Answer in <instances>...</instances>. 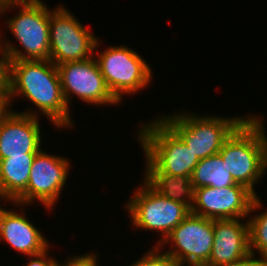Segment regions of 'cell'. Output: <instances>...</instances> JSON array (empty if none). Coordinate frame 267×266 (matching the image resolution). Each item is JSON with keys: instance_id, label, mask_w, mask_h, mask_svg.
<instances>
[{"instance_id": "obj_26", "label": "cell", "mask_w": 267, "mask_h": 266, "mask_svg": "<svg viewBox=\"0 0 267 266\" xmlns=\"http://www.w3.org/2000/svg\"><path fill=\"white\" fill-rule=\"evenodd\" d=\"M0 16H1V14H0ZM2 38H3V36H1V33H0V64H3V54H2V49H1V39Z\"/></svg>"}, {"instance_id": "obj_10", "label": "cell", "mask_w": 267, "mask_h": 266, "mask_svg": "<svg viewBox=\"0 0 267 266\" xmlns=\"http://www.w3.org/2000/svg\"><path fill=\"white\" fill-rule=\"evenodd\" d=\"M170 242L169 250L164 253L181 266H204L212 253L214 220L190 213L158 247Z\"/></svg>"}, {"instance_id": "obj_22", "label": "cell", "mask_w": 267, "mask_h": 266, "mask_svg": "<svg viewBox=\"0 0 267 266\" xmlns=\"http://www.w3.org/2000/svg\"><path fill=\"white\" fill-rule=\"evenodd\" d=\"M49 247L41 253L30 255L26 266H55V258L49 256Z\"/></svg>"}, {"instance_id": "obj_5", "label": "cell", "mask_w": 267, "mask_h": 266, "mask_svg": "<svg viewBox=\"0 0 267 266\" xmlns=\"http://www.w3.org/2000/svg\"><path fill=\"white\" fill-rule=\"evenodd\" d=\"M187 113L160 117L199 159L217 154L225 140L248 117H213Z\"/></svg>"}, {"instance_id": "obj_23", "label": "cell", "mask_w": 267, "mask_h": 266, "mask_svg": "<svg viewBox=\"0 0 267 266\" xmlns=\"http://www.w3.org/2000/svg\"><path fill=\"white\" fill-rule=\"evenodd\" d=\"M8 100V87L4 76L0 79V120L11 110Z\"/></svg>"}, {"instance_id": "obj_20", "label": "cell", "mask_w": 267, "mask_h": 266, "mask_svg": "<svg viewBox=\"0 0 267 266\" xmlns=\"http://www.w3.org/2000/svg\"><path fill=\"white\" fill-rule=\"evenodd\" d=\"M158 246L143 254L140 259L129 266H181L172 256L161 252Z\"/></svg>"}, {"instance_id": "obj_13", "label": "cell", "mask_w": 267, "mask_h": 266, "mask_svg": "<svg viewBox=\"0 0 267 266\" xmlns=\"http://www.w3.org/2000/svg\"><path fill=\"white\" fill-rule=\"evenodd\" d=\"M39 117L12 109L0 120V159L36 155L41 150Z\"/></svg>"}, {"instance_id": "obj_4", "label": "cell", "mask_w": 267, "mask_h": 266, "mask_svg": "<svg viewBox=\"0 0 267 266\" xmlns=\"http://www.w3.org/2000/svg\"><path fill=\"white\" fill-rule=\"evenodd\" d=\"M141 125L137 139L146 158L144 173L191 177L200 160L160 116Z\"/></svg>"}, {"instance_id": "obj_25", "label": "cell", "mask_w": 267, "mask_h": 266, "mask_svg": "<svg viewBox=\"0 0 267 266\" xmlns=\"http://www.w3.org/2000/svg\"><path fill=\"white\" fill-rule=\"evenodd\" d=\"M32 0H0V5L6 4V3H19V2H27Z\"/></svg>"}, {"instance_id": "obj_1", "label": "cell", "mask_w": 267, "mask_h": 266, "mask_svg": "<svg viewBox=\"0 0 267 266\" xmlns=\"http://www.w3.org/2000/svg\"><path fill=\"white\" fill-rule=\"evenodd\" d=\"M3 76L8 87L10 106L15 100L14 96L21 95L39 109L38 113L36 109V112L27 109L19 113L39 117L41 111L56 128L73 127L69 113L71 109L63 97L59 72L52 61L3 60Z\"/></svg>"}, {"instance_id": "obj_12", "label": "cell", "mask_w": 267, "mask_h": 266, "mask_svg": "<svg viewBox=\"0 0 267 266\" xmlns=\"http://www.w3.org/2000/svg\"><path fill=\"white\" fill-rule=\"evenodd\" d=\"M70 167L67 158L46 153L41 149L33 160L27 189L14 203L27 206L37 200L46 209L51 210L64 189Z\"/></svg>"}, {"instance_id": "obj_2", "label": "cell", "mask_w": 267, "mask_h": 266, "mask_svg": "<svg viewBox=\"0 0 267 266\" xmlns=\"http://www.w3.org/2000/svg\"><path fill=\"white\" fill-rule=\"evenodd\" d=\"M263 121L262 117L250 114L218 152L234 182L245 186L256 197L254 185L267 171V132Z\"/></svg>"}, {"instance_id": "obj_18", "label": "cell", "mask_w": 267, "mask_h": 266, "mask_svg": "<svg viewBox=\"0 0 267 266\" xmlns=\"http://www.w3.org/2000/svg\"><path fill=\"white\" fill-rule=\"evenodd\" d=\"M190 179L194 189L207 186L224 188L236 184L219 153L201 159Z\"/></svg>"}, {"instance_id": "obj_21", "label": "cell", "mask_w": 267, "mask_h": 266, "mask_svg": "<svg viewBox=\"0 0 267 266\" xmlns=\"http://www.w3.org/2000/svg\"><path fill=\"white\" fill-rule=\"evenodd\" d=\"M97 261H99L97 254L91 252L85 255H79L78 257L76 255L70 256L63 264L58 263L56 260L55 266H98Z\"/></svg>"}, {"instance_id": "obj_11", "label": "cell", "mask_w": 267, "mask_h": 266, "mask_svg": "<svg viewBox=\"0 0 267 266\" xmlns=\"http://www.w3.org/2000/svg\"><path fill=\"white\" fill-rule=\"evenodd\" d=\"M57 69L68 107L73 95L90 105L109 106L120 103L109 90L94 56L84 61L62 63L57 65Z\"/></svg>"}, {"instance_id": "obj_6", "label": "cell", "mask_w": 267, "mask_h": 266, "mask_svg": "<svg viewBox=\"0 0 267 266\" xmlns=\"http://www.w3.org/2000/svg\"><path fill=\"white\" fill-rule=\"evenodd\" d=\"M125 207L135 229L160 232L158 244L169 235L190 213L184 203L170 200L154 190L145 180L141 187L132 193Z\"/></svg>"}, {"instance_id": "obj_9", "label": "cell", "mask_w": 267, "mask_h": 266, "mask_svg": "<svg viewBox=\"0 0 267 266\" xmlns=\"http://www.w3.org/2000/svg\"><path fill=\"white\" fill-rule=\"evenodd\" d=\"M261 208L263 203L259 196L236 183L224 188L207 186L194 189L191 213L211 220H244Z\"/></svg>"}, {"instance_id": "obj_14", "label": "cell", "mask_w": 267, "mask_h": 266, "mask_svg": "<svg viewBox=\"0 0 267 266\" xmlns=\"http://www.w3.org/2000/svg\"><path fill=\"white\" fill-rule=\"evenodd\" d=\"M22 211L0 207V241H6L15 251L26 256L43 252L49 247L41 231L26 218L24 205L14 203Z\"/></svg>"}, {"instance_id": "obj_16", "label": "cell", "mask_w": 267, "mask_h": 266, "mask_svg": "<svg viewBox=\"0 0 267 266\" xmlns=\"http://www.w3.org/2000/svg\"><path fill=\"white\" fill-rule=\"evenodd\" d=\"M34 158L35 155H17L0 159L1 201L11 204L26 191Z\"/></svg>"}, {"instance_id": "obj_27", "label": "cell", "mask_w": 267, "mask_h": 266, "mask_svg": "<svg viewBox=\"0 0 267 266\" xmlns=\"http://www.w3.org/2000/svg\"><path fill=\"white\" fill-rule=\"evenodd\" d=\"M3 77V64H0V79Z\"/></svg>"}, {"instance_id": "obj_24", "label": "cell", "mask_w": 267, "mask_h": 266, "mask_svg": "<svg viewBox=\"0 0 267 266\" xmlns=\"http://www.w3.org/2000/svg\"><path fill=\"white\" fill-rule=\"evenodd\" d=\"M255 255L256 254L249 253L239 261L222 266H267V259L262 257L257 259Z\"/></svg>"}, {"instance_id": "obj_15", "label": "cell", "mask_w": 267, "mask_h": 266, "mask_svg": "<svg viewBox=\"0 0 267 266\" xmlns=\"http://www.w3.org/2000/svg\"><path fill=\"white\" fill-rule=\"evenodd\" d=\"M240 219L214 220V242L204 266H222L239 261L249 253L248 223Z\"/></svg>"}, {"instance_id": "obj_7", "label": "cell", "mask_w": 267, "mask_h": 266, "mask_svg": "<svg viewBox=\"0 0 267 266\" xmlns=\"http://www.w3.org/2000/svg\"><path fill=\"white\" fill-rule=\"evenodd\" d=\"M94 57L112 95L122 102L124 94H135L152 80L151 66L136 51L120 46H109Z\"/></svg>"}, {"instance_id": "obj_3", "label": "cell", "mask_w": 267, "mask_h": 266, "mask_svg": "<svg viewBox=\"0 0 267 266\" xmlns=\"http://www.w3.org/2000/svg\"><path fill=\"white\" fill-rule=\"evenodd\" d=\"M12 8H19L18 15L8 18L5 24L23 49L17 48L10 40H6L5 36L1 39L3 60H49L50 9L48 6L42 0L6 3L0 5V14L5 16Z\"/></svg>"}, {"instance_id": "obj_8", "label": "cell", "mask_w": 267, "mask_h": 266, "mask_svg": "<svg viewBox=\"0 0 267 266\" xmlns=\"http://www.w3.org/2000/svg\"><path fill=\"white\" fill-rule=\"evenodd\" d=\"M50 55L56 66L65 62L84 61L94 56L99 39L75 18L63 4L50 10Z\"/></svg>"}, {"instance_id": "obj_17", "label": "cell", "mask_w": 267, "mask_h": 266, "mask_svg": "<svg viewBox=\"0 0 267 266\" xmlns=\"http://www.w3.org/2000/svg\"><path fill=\"white\" fill-rule=\"evenodd\" d=\"M145 180L162 196L187 205L190 209L194 201V188L190 176L165 173H144Z\"/></svg>"}, {"instance_id": "obj_19", "label": "cell", "mask_w": 267, "mask_h": 266, "mask_svg": "<svg viewBox=\"0 0 267 266\" xmlns=\"http://www.w3.org/2000/svg\"><path fill=\"white\" fill-rule=\"evenodd\" d=\"M250 253L267 259V210L247 220ZM256 249V250H255Z\"/></svg>"}]
</instances>
